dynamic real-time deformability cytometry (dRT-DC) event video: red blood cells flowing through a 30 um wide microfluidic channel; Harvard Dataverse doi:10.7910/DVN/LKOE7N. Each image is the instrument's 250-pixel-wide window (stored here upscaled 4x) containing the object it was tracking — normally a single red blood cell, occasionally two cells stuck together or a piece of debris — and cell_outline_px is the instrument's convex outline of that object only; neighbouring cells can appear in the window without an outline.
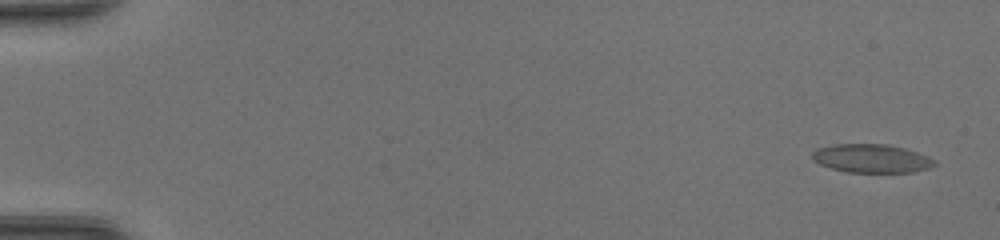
{"species": "common noctule bat (a hibernating species)", "species_latin": "Nyctalus noctula", "temperature_condition": "room temperature", "stored_images_in_passage": 48, "camera_frame_rate_fps": 3000, "um_per_image_px": 0.085, "animal": {"sex": "female", "body_mass_g": 20.0, "forearm_length_mm": 54.0}, "frame": {"image": 1, "passage_image": 2, "time_ms": 0.333, "image_size_px": [1000, 240], "cell_outline_px": [[936, 164], [928, 168], [912, 172], [848, 172], [832, 168], [820, 164], [812, 160], [812, 152], [816, 148], [832, 144], [888, 144], [904, 148], [928, 156], [936, 160]], "centroid_in_image_um": [74.06, 13.46], "position_along_channel_um": 10.9, "area_um2": 20.35}}
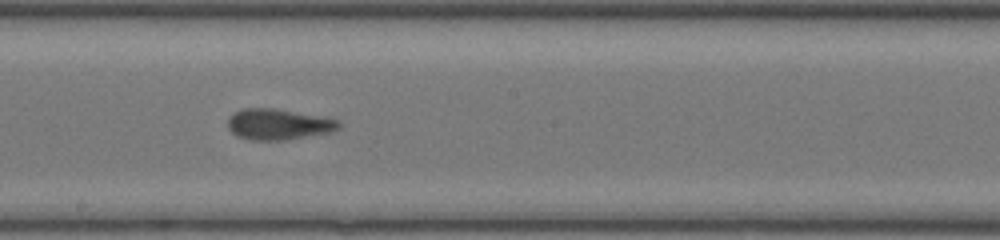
{"frame": {"image": 2, "passage_image": 28, "time_ms": 9.0, "image_size_px": [1000, 240], "cell_outline_px": [[340, 128], [332, 132], [284, 140], [252, 140], [236, 136], [228, 128], [228, 116], [232, 112], [244, 108], [276, 108], [320, 116], [340, 120]], "centroid_in_image_um": [23.65, 10.56], "position_along_channel_um": 224.6, "area_um2": 20.17}}
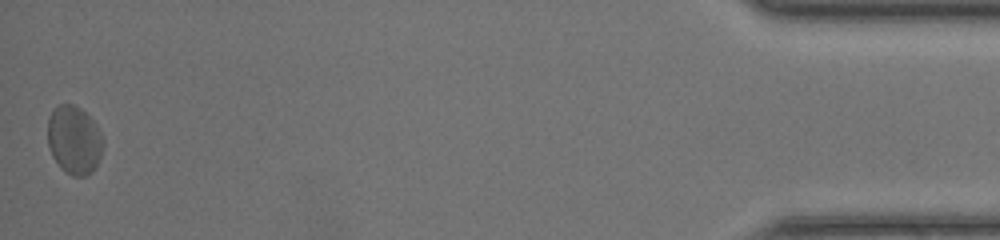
{"frame": {"image": 3, "passage_image": 48, "time_ms": 15.667, "image_size_px": [1000, 240], "cell_outline_px": [[104, 140], [100, 156], [92, 172], [88, 176], [72, 176], [60, 168], [52, 156], [48, 144], [48, 116], [52, 108], [60, 104], [72, 104], [80, 108], [96, 124]], "centroid_in_image_um": [6.28, 11.9], "position_along_channel_um": 428.9, "area_um2": 22.2}, "authors_computed_cell_mechanics": {"area_um2": 20.0566, "velocity_mm_per_s": 4.3709, "shape_relaxation_time_tau1_ms": null, "shape_relaxation_time_tau2_ms": 1.5626, "deformation_change_tau1": null, "deformation_change_tau2": 0.0912}}